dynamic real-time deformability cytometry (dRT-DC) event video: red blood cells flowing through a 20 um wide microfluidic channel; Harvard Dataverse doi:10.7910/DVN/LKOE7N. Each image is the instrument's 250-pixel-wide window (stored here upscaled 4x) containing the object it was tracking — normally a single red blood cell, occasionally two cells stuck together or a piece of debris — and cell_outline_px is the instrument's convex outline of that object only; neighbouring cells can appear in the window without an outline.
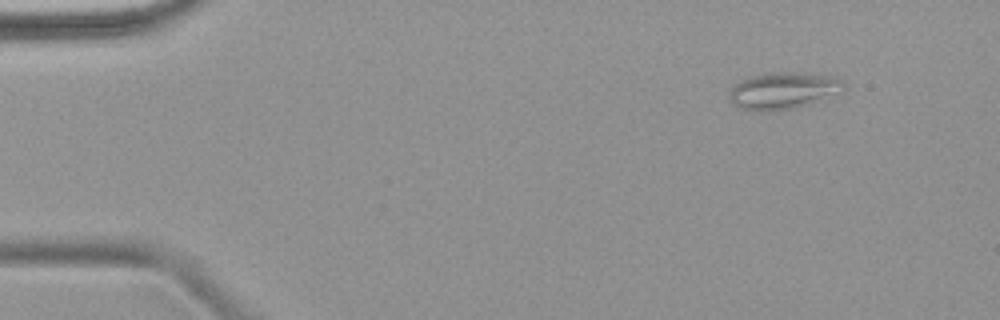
{"species": "common noctule bat (a hibernating species)", "species_latin": "Nyctalus noctula", "temperature_condition": "warm", "stored_images_in_passage": 5, "camera_frame_rate_fps": 3000, "um_per_image_px": 0.085, "animal": {"sex": "female", "body_mass_g": 18.4}, "frame": {"image": 1, "passage_image": 2, "time_ms": 1.0, "image_size_px": [1000, 320], "cell_outline_px": [[844, 88], [840, 92], [792, 108], [764, 112], [756, 112], [732, 104], [728, 100], [728, 92], [736, 84], [752, 76], [764, 72], [804, 72], [836, 76], [844, 84]], "centroid_in_image_um": [66.53, 7.68], "position_along_channel_um": 18.5, "area_um2": 24.39}}
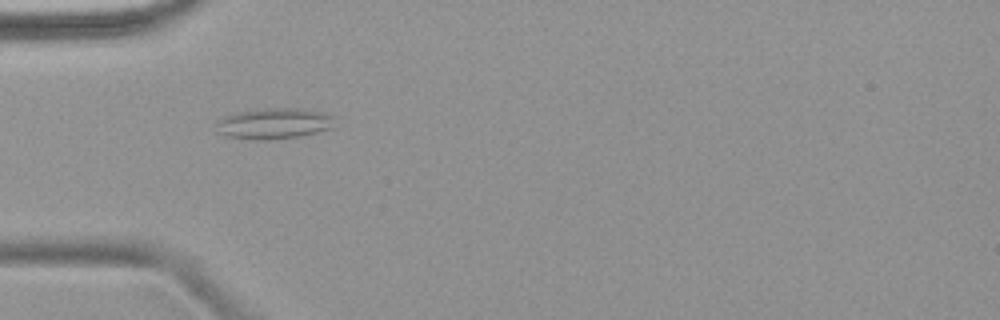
{"frame": {"image": 2, "passage_image": 5, "time_ms": 4.667, "image_size_px": [1000, 320], "cell_outline_px": [[336, 116], [328, 128], [296, 136], [264, 140], [252, 140], [228, 136], [220, 132], [216, 124], [220, 120], [228, 116], [240, 112], [268, 108], [292, 108], [320, 112]], "centroid_in_image_um": [23.27, 10.49], "position_along_channel_um": 61.7, "area_um2": 20.35}}